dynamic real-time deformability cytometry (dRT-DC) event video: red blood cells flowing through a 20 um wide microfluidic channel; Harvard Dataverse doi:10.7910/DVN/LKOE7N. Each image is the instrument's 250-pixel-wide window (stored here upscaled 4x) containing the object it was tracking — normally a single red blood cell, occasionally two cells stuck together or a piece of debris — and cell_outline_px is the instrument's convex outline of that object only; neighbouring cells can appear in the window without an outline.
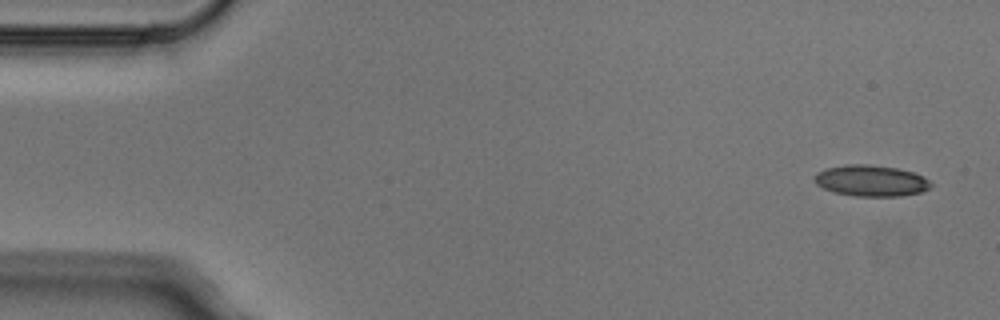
{"species": "Egyptian fruit bat (a non-hibernating species)", "species_latin": "Rousettus aegyptiacus", "temperature_condition": "cold", "stored_images_in_passage": 4, "camera_frame_rate_fps": 3000, "um_per_image_px": 0.085, "animal": {"sex": "male"}, "frame": {"image": 1, "passage_image": 1, "time_ms": 0.0, "image_size_px": [1000, 320], "cell_outline_px": [[932, 188], [920, 192], [900, 196], [856, 196], [832, 192], [816, 184], [812, 180], [816, 172], [828, 168], [844, 164], [868, 164], [896, 168], [912, 172], [924, 176], [932, 184]], "centroid_in_image_um": [74.02, 15.36], "position_along_channel_um": 11.0, "area_um2": 21.27}}
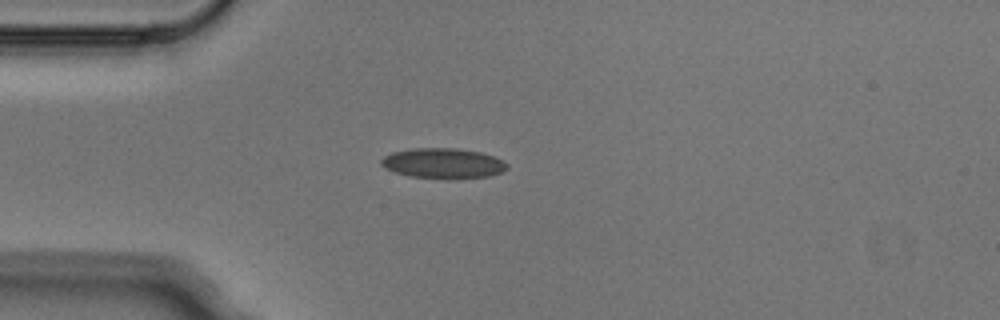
{"frame": {"image": 2, "passage_image": 4, "time_ms": 1.0, "image_size_px": [1000, 320], "cell_outline_px": [[508, 168], [500, 172], [488, 176], [444, 180], [412, 176], [396, 172], [384, 168], [380, 164], [380, 160], [384, 156], [392, 152], [412, 148], [456, 148], [480, 152], [492, 156], [508, 164]], "centroid_in_image_um": [37.63, 13.89], "position_along_channel_um": 47.4, "area_um2": 22.25}}